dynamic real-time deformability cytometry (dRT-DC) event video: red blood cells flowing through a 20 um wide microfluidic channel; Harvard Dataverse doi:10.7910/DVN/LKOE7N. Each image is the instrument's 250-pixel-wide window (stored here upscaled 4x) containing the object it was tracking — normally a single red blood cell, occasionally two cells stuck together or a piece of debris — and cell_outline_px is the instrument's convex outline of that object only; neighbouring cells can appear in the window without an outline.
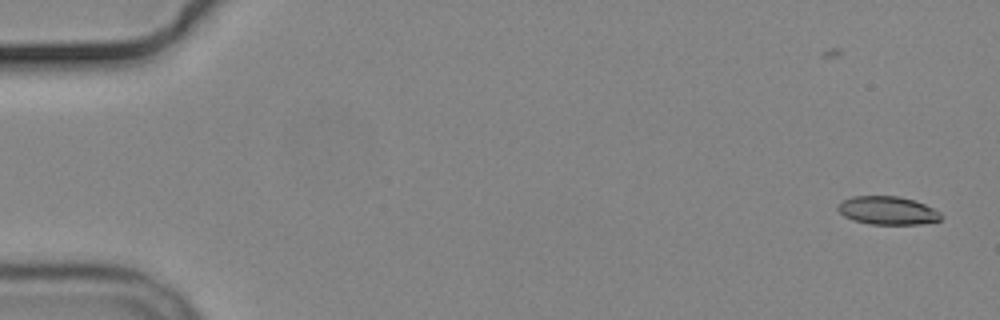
{"species": "common noctule bat (a hibernating species)", "species_latin": "Nyctalus noctula", "temperature_condition": "cold", "stored_images_in_passage": 56, "camera_frame_rate_fps": 3000, "um_per_image_px": 0.085, "animal": {"sex": "male", "body_mass_g": 19.2, "forearm_length_mm": 51.8}, "frame": {"image": 1, "passage_image": 1, "time_ms": 0.0, "image_size_px": [1000, 320], "cell_outline_px": [[944, 216], [940, 220], [920, 224], [868, 224], [852, 220], [844, 216], [836, 208], [844, 200], [852, 196], [896, 196], [916, 200], [940, 212]], "centroid_in_image_um": [75.46, 17.9], "position_along_channel_um": 9.5, "area_um2": 16.99}}
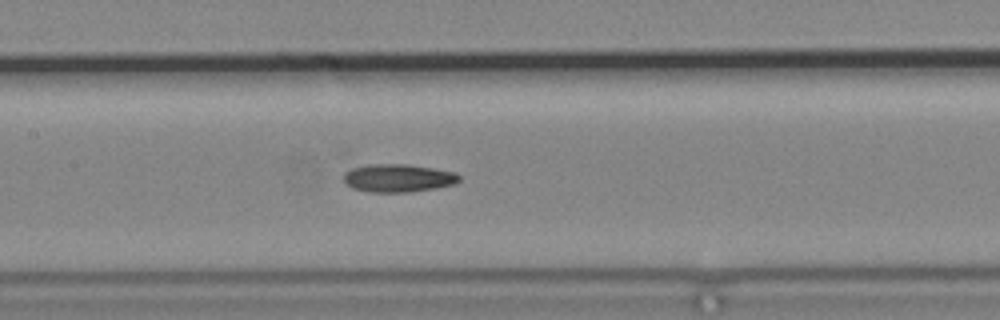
{"frame": {"image": 2, "passage_image": 26, "time_ms": 8.333, "image_size_px": [1000, 320], "cell_outline_px": [[460, 180], [456, 184], [436, 188], [408, 192], [372, 192], [352, 188], [344, 180], [344, 172], [352, 168], [368, 164], [408, 164], [456, 172], [460, 176]], "centroid_in_image_um": [33.87, 15.13], "position_along_channel_um": 173.5, "area_um2": 18.9}}
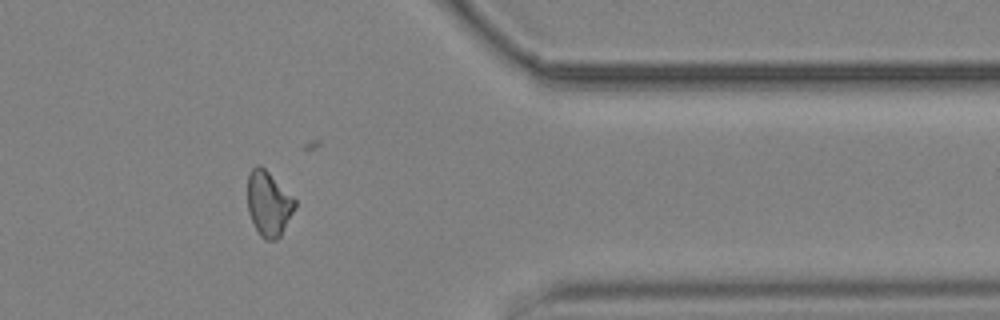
{"frame": {"image": 3, "passage_image": 45, "time_ms": 14.667, "image_size_px": [1000, 320], "cell_outline_px": [[296, 208], [280, 236], [276, 240], [264, 240], [260, 236], [248, 212], [248, 172], [256, 164], [260, 164], [296, 200]], "centroid_in_image_um": [22.83, 17.31], "position_along_channel_um": 388.6, "area_um2": 17.86}}